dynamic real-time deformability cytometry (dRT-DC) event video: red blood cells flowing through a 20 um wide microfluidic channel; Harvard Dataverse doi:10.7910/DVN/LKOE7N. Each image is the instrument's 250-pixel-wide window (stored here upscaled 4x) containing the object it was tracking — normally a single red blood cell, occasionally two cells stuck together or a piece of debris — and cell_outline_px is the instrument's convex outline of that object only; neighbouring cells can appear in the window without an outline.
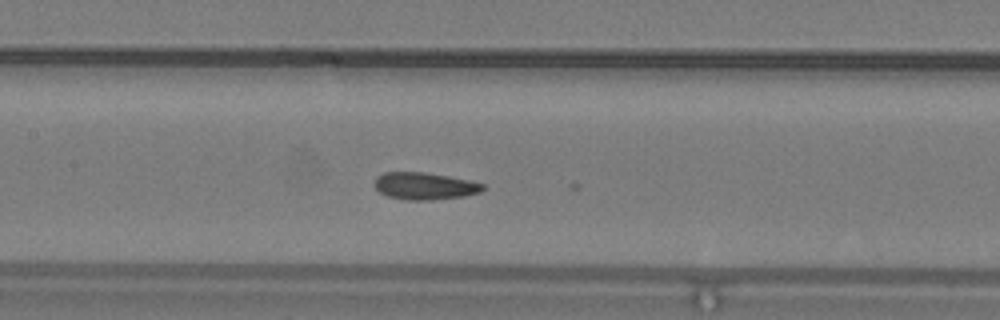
{"species": "common noctule bat (a hibernating species)", "species_latin": "Nyctalus noctula", "temperature_condition": "warm", "stored_images_in_passage": 39, "camera_frame_rate_fps": 3000, "um_per_image_px": 0.085, "animal": {"sex": "male", "body_mass_g": 19.2, "forearm_length_mm": 51.8}, "frame": {"image": 1, "passage_image": 20, "time_ms": 6.333, "image_size_px": [1000, 320], "cell_outline_px": [[484, 188], [480, 192], [464, 196], [432, 200], [404, 200], [388, 196], [380, 192], [376, 188], [376, 176], [384, 172], [424, 172], [448, 176], [468, 180], [484, 184]], "centroid_in_image_um": [36.09, 15.81], "position_along_channel_um": 171.3, "area_um2": 17.05}}